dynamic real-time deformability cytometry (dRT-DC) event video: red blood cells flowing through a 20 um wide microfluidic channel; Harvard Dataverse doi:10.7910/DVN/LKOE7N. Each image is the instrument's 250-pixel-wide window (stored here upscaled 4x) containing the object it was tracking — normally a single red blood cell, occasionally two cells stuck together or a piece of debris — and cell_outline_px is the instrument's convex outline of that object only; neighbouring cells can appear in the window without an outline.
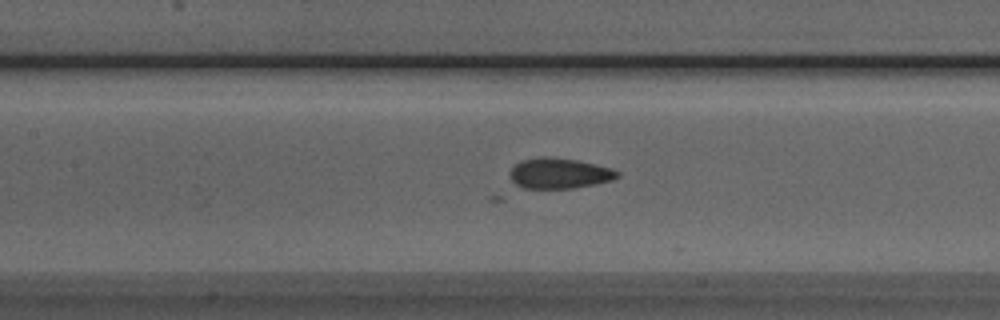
{"species": "Egyptian fruit bat (a non-hibernating species)", "species_latin": "Rousettus aegyptiacus", "temperature_condition": "room temperature", "stored_images_in_passage": 38, "camera_frame_rate_fps": 3000, "um_per_image_px": 0.085, "animal": {"sex": "male"}, "frame": {"image": 1, "passage_image": 9, "time_ms": 2.667, "image_size_px": [1000, 320], "cell_outline_px": [[620, 176], [612, 180], [572, 188], [524, 188], [516, 184], [512, 180], [512, 168], [520, 160], [540, 156], [544, 156], [576, 160], [612, 168], [620, 172]], "centroid_in_image_um": [47.56, 14.72], "position_along_channel_um": 159.8, "area_um2": 18.84}}
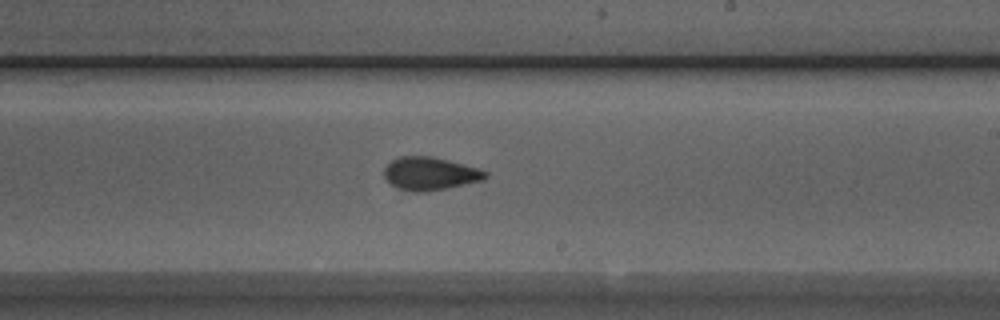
{"frame": {"image": 2, "passage_image": 16, "time_ms": 5.0, "image_size_px": [1000, 320], "cell_outline_px": [[488, 176], [484, 180], [424, 192], [412, 192], [396, 188], [384, 176], [384, 168], [396, 156], [428, 156], [448, 160], [476, 168], [488, 172]], "centroid_in_image_um": [36.52, 14.76], "position_along_channel_um": 252.5, "area_um2": 19.31}}
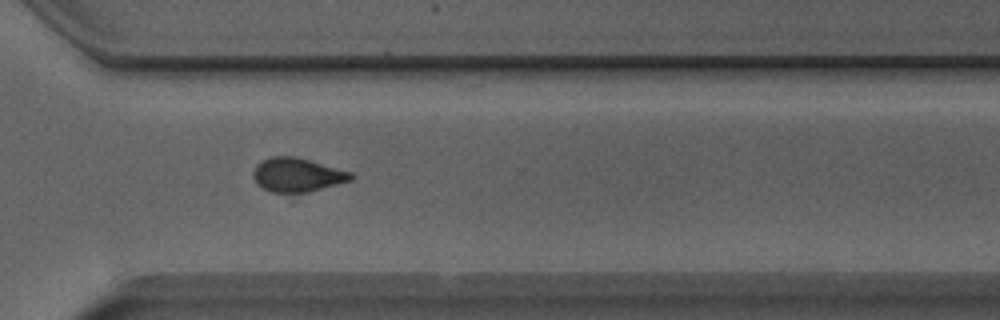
{"frame": {"image": 3, "passage_image": 23, "time_ms": 7.333, "image_size_px": [1000, 320], "cell_outline_px": [[356, 176], [352, 180], [308, 192], [272, 192], [256, 184], [252, 176], [252, 172], [260, 160], [272, 156], [296, 156], [352, 172]], "centroid_in_image_um": [25.26, 14.85], "position_along_channel_um": 345.3, "area_um2": 19.42}}